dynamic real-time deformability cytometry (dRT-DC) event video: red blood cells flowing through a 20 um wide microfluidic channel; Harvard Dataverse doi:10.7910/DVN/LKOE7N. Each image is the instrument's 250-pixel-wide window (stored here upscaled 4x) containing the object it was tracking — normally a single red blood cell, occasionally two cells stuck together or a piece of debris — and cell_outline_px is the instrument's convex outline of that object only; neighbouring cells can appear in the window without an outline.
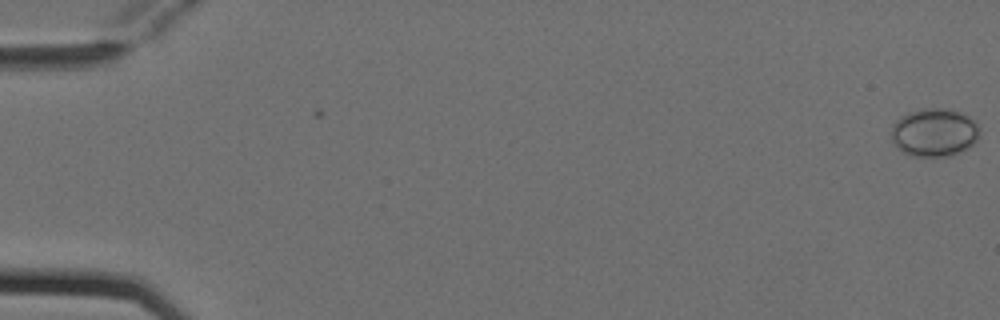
{"species": "Egyptian fruit bat (a non-hibernating species)", "species_latin": "Rousettus aegyptiacus", "temperature_condition": "cold", "stored_images_in_passage": 5, "camera_frame_rate_fps": 3000, "um_per_image_px": 0.085, "animal": {"sex": "female"}, "frame": {"image": 1, "passage_image": 1, "time_ms": 0.0, "image_size_px": [1000, 320], "cell_outline_px": [[980, 136], [968, 148], [952, 156], [912, 156], [904, 152], [892, 140], [892, 124], [900, 116], [920, 108], [948, 108], [960, 112], [976, 120], [980, 128]], "centroid_in_image_um": [79.46, 11.24], "position_along_channel_um": 5.5, "area_um2": 25.03}}